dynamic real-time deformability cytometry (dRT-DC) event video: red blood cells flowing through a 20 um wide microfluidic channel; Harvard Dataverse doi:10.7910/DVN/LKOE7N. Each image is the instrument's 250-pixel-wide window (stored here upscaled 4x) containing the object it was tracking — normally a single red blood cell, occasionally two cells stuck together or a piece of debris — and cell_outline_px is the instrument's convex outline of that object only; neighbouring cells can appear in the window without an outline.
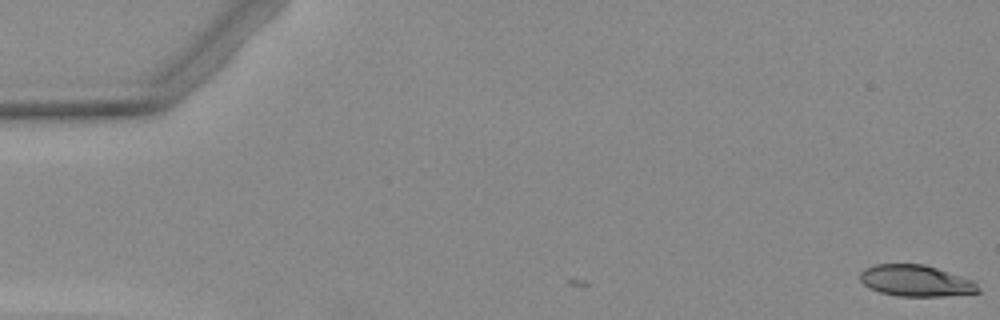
{"species": "Egyptian fruit bat (a non-hibernating species)", "species_latin": "Rousettus aegyptiacus", "temperature_condition": "warm", "stored_images_in_passage": 7, "camera_frame_rate_fps": 3000, "um_per_image_px": 0.085, "animal": {"sex": "female"}, "frame": {"image": 1, "passage_image": 1, "time_ms": 0.0, "image_size_px": [1000, 320], "cell_outline_px": [[980, 292], [944, 296], [896, 296], [880, 292], [868, 288], [860, 280], [860, 272], [864, 268], [876, 264], [924, 264], [976, 280], [980, 288]], "centroid_in_image_um": [77.87, 23.86], "position_along_channel_um": 7.1, "area_um2": 21.85}}
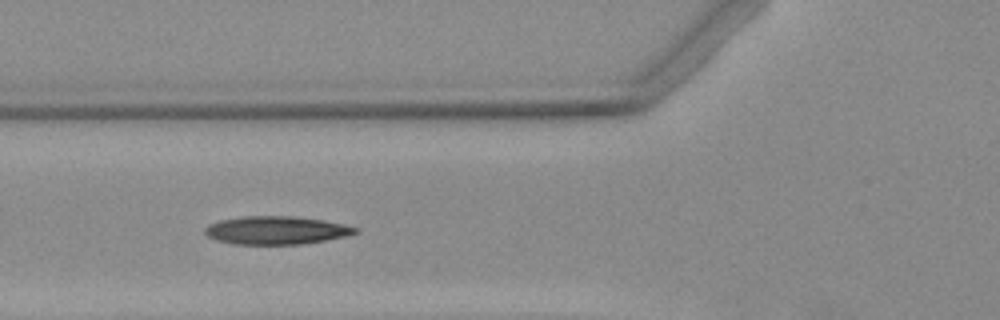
{"frame": {"image": 2, "passage_image": 5, "time_ms": 6.333, "image_size_px": [1000, 320], "cell_outline_px": [[360, 232], [344, 236], [304, 244], [232, 244], [216, 240], [208, 236], [204, 232], [204, 228], [208, 224], [220, 220], [244, 216], [292, 216], [324, 220], [360, 228]], "centroid_in_image_um": [23.47, 19.57], "position_along_channel_um": 102.3, "area_um2": 24.68}}
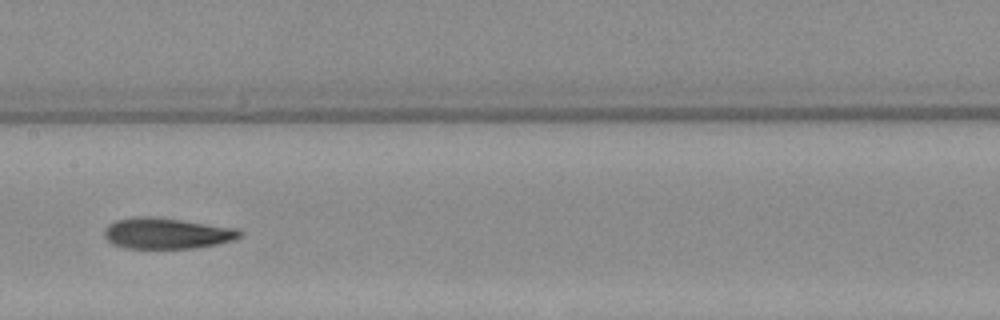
{"frame": {"image": 3, "passage_image": 7, "time_ms": 8.667, "image_size_px": [1000, 320], "cell_outline_px": [[244, 232], [240, 236], [232, 240], [216, 244], [192, 248], [124, 248], [112, 244], [104, 236], [104, 228], [108, 224], [116, 220], [132, 216], [148, 216], [180, 220], [236, 228]], "centroid_in_image_um": [14.12, 19.83], "position_along_channel_um": 193.3, "area_um2": 24.33}}